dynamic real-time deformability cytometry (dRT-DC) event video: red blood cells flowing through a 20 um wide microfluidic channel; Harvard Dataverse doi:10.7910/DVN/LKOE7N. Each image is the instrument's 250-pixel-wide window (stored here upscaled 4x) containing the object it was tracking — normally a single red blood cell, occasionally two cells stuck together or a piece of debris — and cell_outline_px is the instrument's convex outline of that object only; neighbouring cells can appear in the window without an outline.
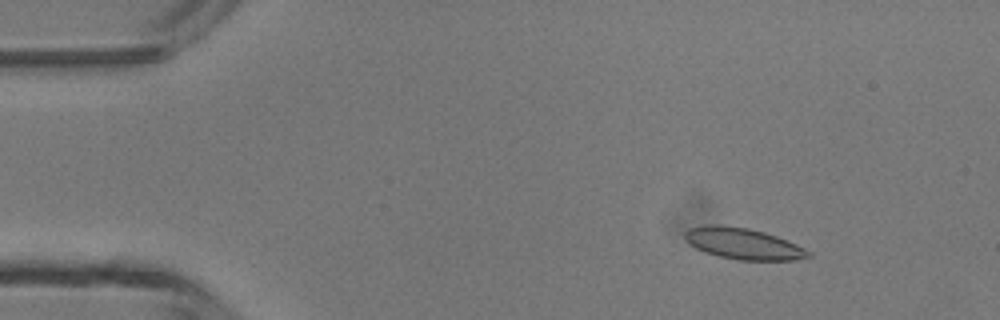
{"species": "common noctule bat (a hibernating species)", "species_latin": "Nyctalus noctula", "temperature_condition": "room temperature", "stored_images_in_passage": 47, "camera_frame_rate_fps": 3000, "um_per_image_px": 0.085, "animal": {"sex": "male", "body_mass_g": 13.3}, "frame": {"image": 1, "passage_image": 6, "time_ms": 1.667, "image_size_px": [1000, 320], "cell_outline_px": [[812, 256], [796, 260], [740, 260], [720, 256], [696, 248], [688, 244], [684, 240], [684, 232], [688, 228], [708, 224], [716, 224], [748, 228], [764, 232], [776, 236], [796, 244], [812, 252]], "centroid_in_image_um": [63.16, 20.7], "position_along_channel_um": 21.8, "area_um2": 22.48}}
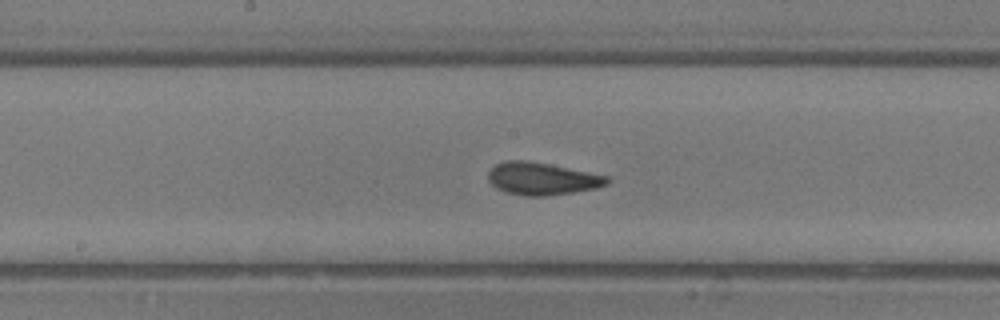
{"frame": {"image": 2, "passage_image": 24, "time_ms": 7.667, "image_size_px": [1000, 320], "cell_outline_px": [[608, 184], [596, 188], [572, 192], [544, 196], [524, 196], [508, 192], [496, 188], [488, 180], [488, 172], [496, 164], [508, 160], [528, 160], [608, 176]], "centroid_in_image_um": [46.04, 15.19], "position_along_channel_um": 202.2, "area_um2": 22.2}}
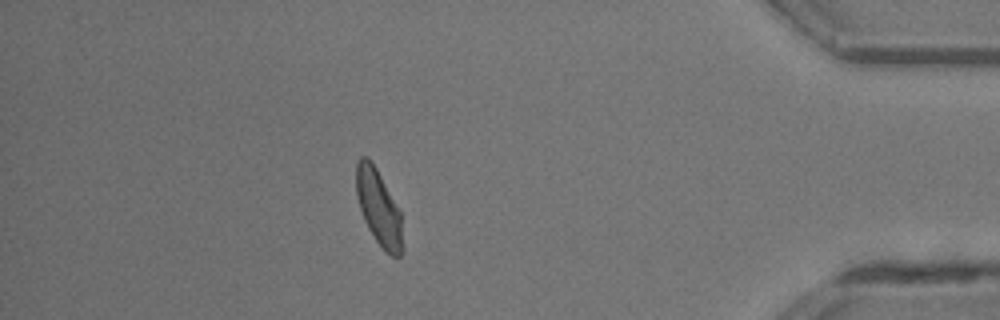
{"frame": {"image": 3, "passage_image": 41, "time_ms": 13.333, "image_size_px": [1000, 320], "cell_outline_px": [[404, 252], [400, 256], [392, 256], [376, 240], [368, 228], [364, 220], [356, 196], [356, 160], [360, 156], [368, 156], [372, 160], [400, 212]], "centroid_in_image_um": [32.17, 17.61], "position_along_channel_um": 403.0, "area_um2": 20.35}, "authors_computed_cell_mechanics": {"area_um2": 21.7328, "velocity_mm_per_s": 4.3787, "shape_relaxation_time_tau1_ms": 5.1499, "shape_relaxation_time_tau2_ms": 1.3529, "deformation_change_tau1": 0.1438, "deformation_change_tau2": 0.0607}}